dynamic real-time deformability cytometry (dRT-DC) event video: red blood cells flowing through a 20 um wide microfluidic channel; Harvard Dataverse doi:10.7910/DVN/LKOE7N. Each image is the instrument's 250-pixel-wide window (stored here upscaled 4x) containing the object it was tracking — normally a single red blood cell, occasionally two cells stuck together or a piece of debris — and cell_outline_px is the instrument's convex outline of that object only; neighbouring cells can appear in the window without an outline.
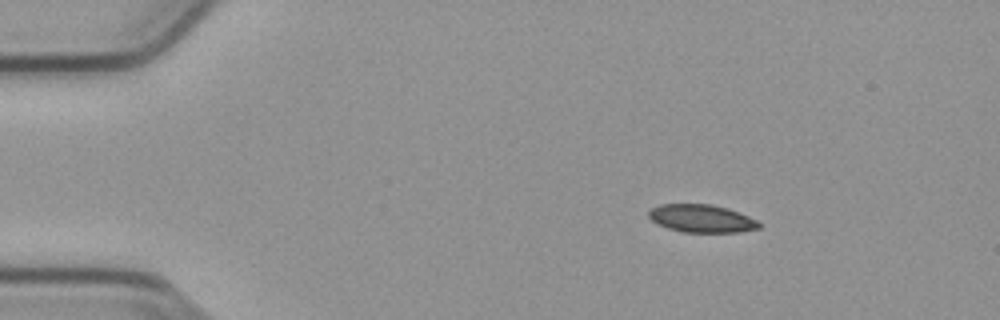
{"species": "common noctule bat (a hibernating species)", "species_latin": "Nyctalus noctula", "temperature_condition": "cold", "stored_images_in_passage": 47, "camera_frame_rate_fps": 3000, "um_per_image_px": 0.085, "animal": {"sex": "male", "body_mass_g": 23.1, "forearm_length_mm": 52.7}, "frame": {"image": 1, "passage_image": 1, "time_ms": 0.0, "image_size_px": [1000, 320], "cell_outline_px": [[760, 228], [740, 232], [684, 232], [668, 228], [656, 224], [648, 216], [648, 212], [652, 208], [660, 204], [712, 204], [728, 208], [740, 212], [756, 220], [760, 224]], "centroid_in_image_um": [59.63, 18.57], "position_along_channel_um": 25.4, "area_um2": 17.98}}
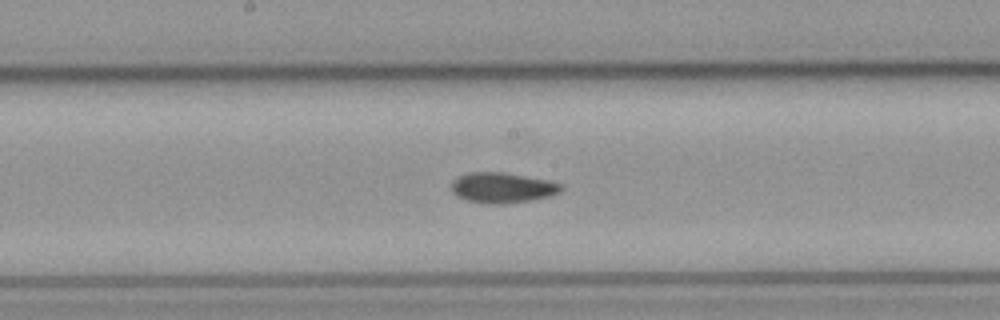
{"frame": {"image": 2, "passage_image": 21, "time_ms": 6.667, "image_size_px": [1000, 320], "cell_outline_px": [[564, 188], [560, 192], [552, 196], [532, 200], [504, 204], [488, 204], [468, 200], [456, 196], [452, 192], [452, 180], [468, 172], [504, 172], [548, 180], [560, 184]], "centroid_in_image_um": [42.71, 15.96], "position_along_channel_um": 205.5, "area_um2": 19.54}}
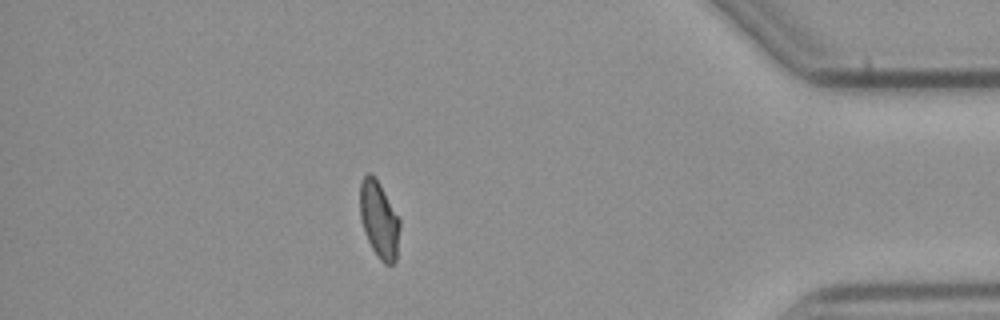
{"frame": {"image": 3, "passage_image": 40, "time_ms": 13.0, "image_size_px": [1000, 320], "cell_outline_px": [[400, 228], [396, 260], [392, 264], [384, 264], [380, 260], [372, 248], [364, 232], [360, 216], [360, 180], [368, 172], [372, 172], [380, 184], [400, 220]], "centroid_in_image_um": [32.22, 18.66], "position_along_channel_um": 403.0, "area_um2": 17.86}, "authors_computed_cell_mechanics": {"area_um2": 18.7272, "velocity_mm_per_s": 3.7985, "shape_relaxation_time_tau1_ms": null, "shape_relaxation_time_tau2_ms": 3.2665, "deformation_change_tau1": null, "deformation_change_tau2": 0.0596}}